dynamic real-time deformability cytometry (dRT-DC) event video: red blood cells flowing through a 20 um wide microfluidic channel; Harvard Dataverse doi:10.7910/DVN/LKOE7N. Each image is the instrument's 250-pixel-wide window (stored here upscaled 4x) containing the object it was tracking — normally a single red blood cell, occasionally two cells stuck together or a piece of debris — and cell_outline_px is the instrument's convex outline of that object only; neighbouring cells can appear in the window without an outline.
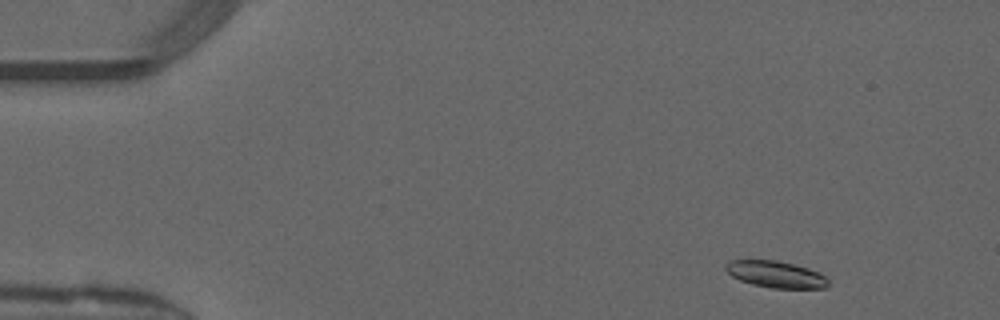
{"species": "common noctule bat (a hibernating species)", "species_latin": "Nyctalus noctula", "temperature_condition": "warm", "stored_images_in_passage": 46, "camera_frame_rate_fps": 3000, "um_per_image_px": 0.085, "animal": {"sex": "male", "forearm_length_mm": 52.5}, "frame": {"image": 1, "passage_image": 2, "time_ms": 0.333, "image_size_px": [1000, 320], "cell_outline_px": [[828, 284], [824, 288], [772, 288], [752, 284], [740, 280], [732, 276], [724, 268], [724, 264], [732, 260], [776, 260], [808, 268], [824, 276], [828, 280]], "centroid_in_image_um": [65.9, 23.32], "position_along_channel_um": 19.1, "area_um2": 15.72}}
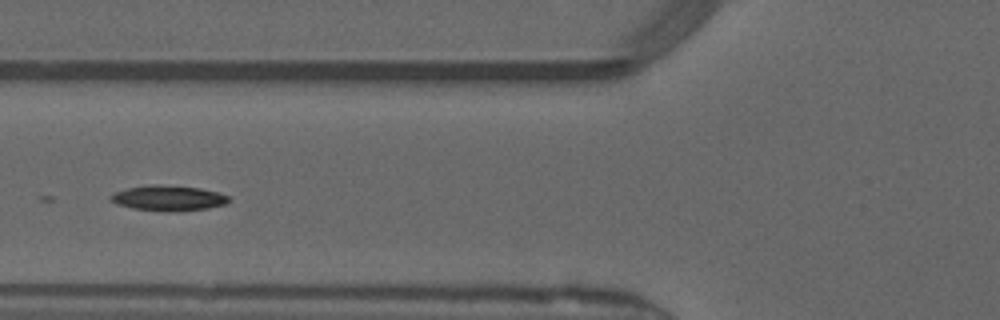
{"frame": {"image": 2, "passage_image": 16, "time_ms": 5.0, "image_size_px": [1000, 320], "cell_outline_px": [[232, 200], [224, 204], [208, 208], [176, 212], [164, 212], [132, 208], [116, 204], [112, 200], [112, 192], [128, 188], [152, 184], [160, 184], [200, 188], [220, 192], [228, 196]], "centroid_in_image_um": [14.34, 16.84], "position_along_channel_um": 111.5, "area_um2": 17.63}}
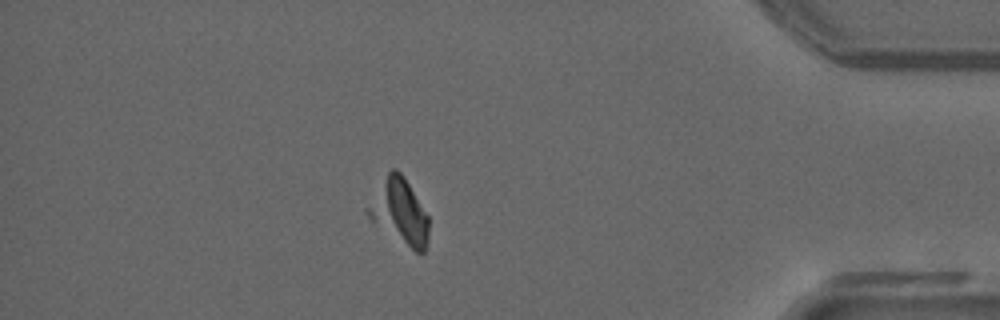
{"frame": {"image": 3, "passage_image": 40, "time_ms": 13.0, "image_size_px": [1000, 320], "cell_outline_px": [[428, 240], [424, 252], [416, 252], [372, 220], [368, 216], [364, 208], [388, 172], [392, 168], [396, 168], [404, 176], [428, 216]], "centroid_in_image_um": [33.96, 17.96], "position_along_channel_um": 401.2, "area_um2": 22.48}}